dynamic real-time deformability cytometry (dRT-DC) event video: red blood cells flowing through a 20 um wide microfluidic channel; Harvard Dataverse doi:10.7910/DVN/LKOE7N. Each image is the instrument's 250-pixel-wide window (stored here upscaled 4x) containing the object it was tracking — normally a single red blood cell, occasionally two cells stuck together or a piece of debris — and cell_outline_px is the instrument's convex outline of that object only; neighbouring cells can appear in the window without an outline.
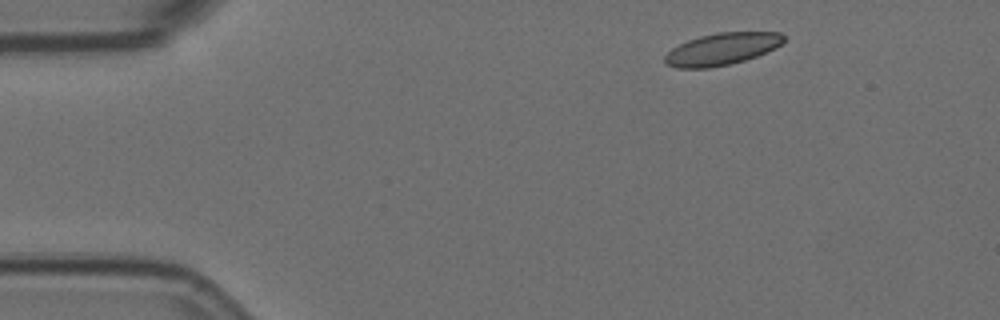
{"species": "Egyptian fruit bat (a non-hibernating species)", "species_latin": "Rousettus aegyptiacus", "temperature_condition": "room temperature", "stored_images_in_passage": 4, "camera_frame_rate_fps": 3000, "um_per_image_px": 0.085, "animal": {"sex": "female"}, "frame": {"image": 1, "passage_image": 1, "time_ms": 0.0, "image_size_px": [1000, 320], "cell_outline_px": [[784, 40], [776, 48], [756, 56], [744, 60], [728, 64], [708, 68], [676, 68], [668, 64], [664, 60], [664, 56], [672, 48], [688, 40], [700, 36], [716, 32], [780, 32], [784, 36]], "centroid_in_image_um": [61.36, 4.16], "position_along_channel_um": 23.6, "area_um2": 22.02}}